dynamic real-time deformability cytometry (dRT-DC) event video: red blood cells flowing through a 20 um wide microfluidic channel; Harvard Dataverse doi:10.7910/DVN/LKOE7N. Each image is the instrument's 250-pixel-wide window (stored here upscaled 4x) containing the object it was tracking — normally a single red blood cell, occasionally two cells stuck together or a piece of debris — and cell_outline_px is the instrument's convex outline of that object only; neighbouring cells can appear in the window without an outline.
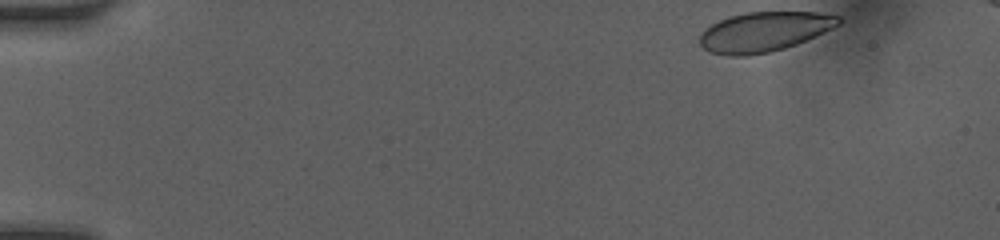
{"species": "human", "species_latin": "Homo sapiens", "temperature_condition": "room temperature", "stored_images_in_passage": 42, "camera_frame_rate_fps": 3000, "um_per_image_px": 0.085, "donor": {"sex": "female"}, "frame": {"image": 1, "passage_image": 1, "time_ms": 0.0, "image_size_px": [1000, 240], "cell_outline_px": [[840, 24], [832, 28], [796, 44], [784, 48], [768, 52], [748, 56], [728, 56], [708, 52], [700, 44], [700, 32], [704, 28], [728, 16], [744, 12], [820, 12], [840, 16]], "centroid_in_image_um": [64.91, 2.7], "position_along_channel_um": 20.1, "area_um2": 32.19}}
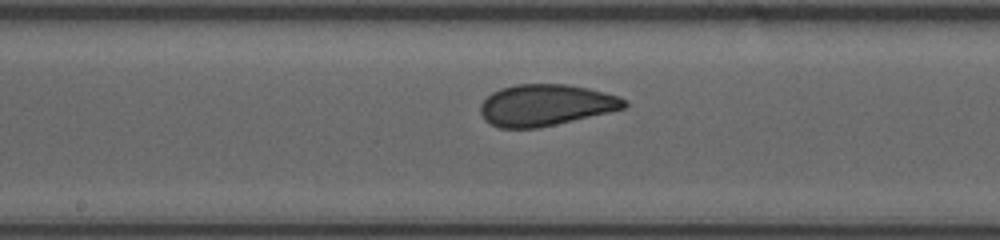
{"frame": {"image": 2, "passage_image": 23, "time_ms": 7.333, "image_size_px": [1000, 240], "cell_outline_px": [[628, 104], [624, 108], [608, 112], [556, 124], [536, 128], [500, 128], [484, 120], [480, 112], [480, 104], [492, 92], [500, 88], [516, 84], [568, 84], [588, 88], [620, 96], [628, 100]], "centroid_in_image_um": [46.38, 8.92], "position_along_channel_um": 201.8, "area_um2": 34.74}}
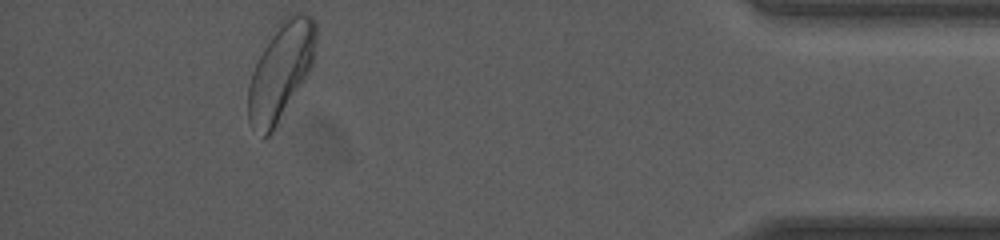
{"frame": {"image": 3, "passage_image": 42, "time_ms": 13.667, "image_size_px": [1000, 240], "cell_outline_px": [[316, 40], [312, 64], [308, 72], [272, 132], [264, 140], [248, 120], [248, 84], [252, 72], [264, 48], [280, 20], [288, 12], [304, 12], [312, 16], [316, 20]], "centroid_in_image_um": [23.87, 5.99], "position_along_channel_um": 411.3, "area_um2": 37.86}, "authors_computed_cell_mechanics": {"area_um2": 34.8823, "velocity_mm_per_s": 4.0972, "shape_relaxation_time_tau1_ms": 8.1102, "shape_relaxation_time_tau2_ms": 0.5897, "deformation_change_tau1": 0.1526, "deformation_change_tau2": 0.0628}}